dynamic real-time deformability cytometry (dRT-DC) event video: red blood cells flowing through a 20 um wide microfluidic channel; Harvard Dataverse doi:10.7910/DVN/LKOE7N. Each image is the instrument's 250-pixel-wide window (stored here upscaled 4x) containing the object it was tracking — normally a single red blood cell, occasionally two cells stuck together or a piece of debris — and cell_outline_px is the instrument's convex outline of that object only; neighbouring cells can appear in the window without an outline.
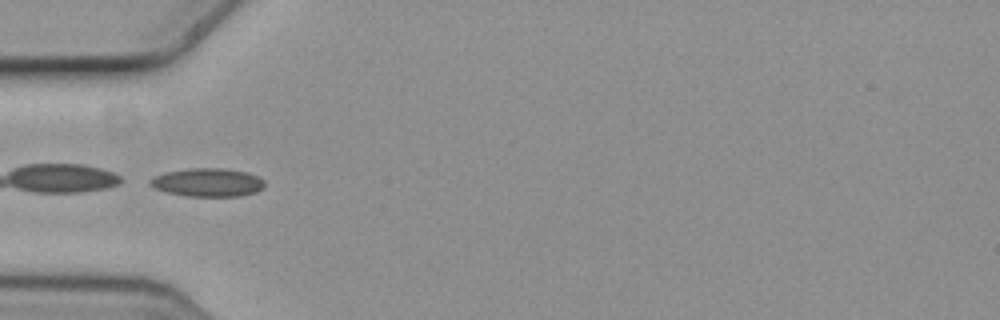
{"species": "common noctule bat (a hibernating species)", "species_latin": "Nyctalus noctula", "temperature_condition": "cold", "stored_images_in_passage": 5, "camera_frame_rate_fps": 3000, "um_per_image_px": 0.085, "animal": {"sex": "female", "body_mass_g": 19.3, "forearm_length_mm": 54.1}, "frame": {"image": 1, "passage_image": 3, "time_ms": 0.667, "image_size_px": [1000, 320], "cell_outline_px": [[264, 188], [256, 192], [240, 196], [184, 196], [164, 192], [152, 188], [148, 184], [148, 180], [152, 176], [164, 172], [192, 168], [224, 168], [248, 172], [264, 180]], "centroid_in_image_um": [17.59, 15.51], "position_along_channel_um": 67.4, "area_um2": 19.31}}
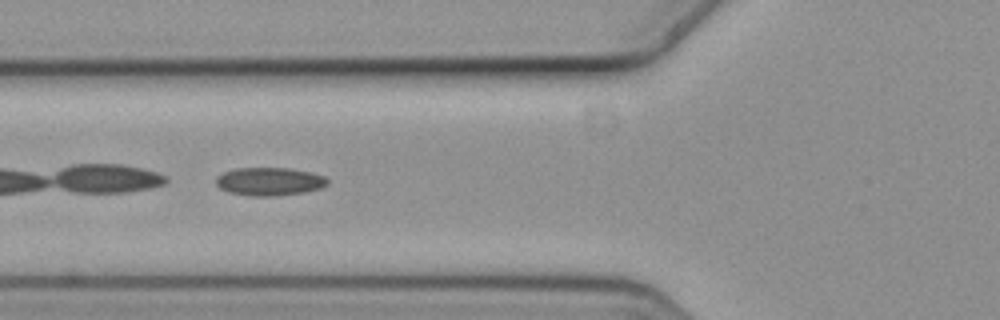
{"frame": {"image": 2, "passage_image": 4, "time_ms": 1.0, "image_size_px": [1000, 320], "cell_outline_px": [[328, 184], [320, 188], [304, 192], [276, 196], [252, 196], [228, 192], [220, 188], [216, 184], [216, 176], [224, 172], [236, 168], [288, 168], [312, 172], [324, 176], [328, 180]], "centroid_in_image_um": [22.9, 15.42], "position_along_channel_um": 102.9, "area_um2": 18.32}}
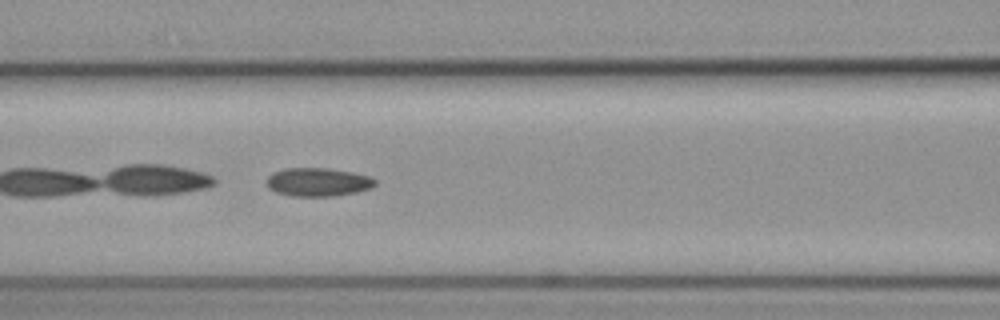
{"frame": {"image": 3, "passage_image": 5, "time_ms": 1.333, "image_size_px": [1000, 320], "cell_outline_px": [[376, 184], [372, 188], [356, 192], [332, 196], [292, 196], [276, 192], [268, 188], [268, 176], [272, 172], [284, 168], [328, 168], [352, 172], [368, 176], [376, 180]], "centroid_in_image_um": [27.02, 15.47], "position_along_channel_um": 139.6, "area_um2": 17.98}}